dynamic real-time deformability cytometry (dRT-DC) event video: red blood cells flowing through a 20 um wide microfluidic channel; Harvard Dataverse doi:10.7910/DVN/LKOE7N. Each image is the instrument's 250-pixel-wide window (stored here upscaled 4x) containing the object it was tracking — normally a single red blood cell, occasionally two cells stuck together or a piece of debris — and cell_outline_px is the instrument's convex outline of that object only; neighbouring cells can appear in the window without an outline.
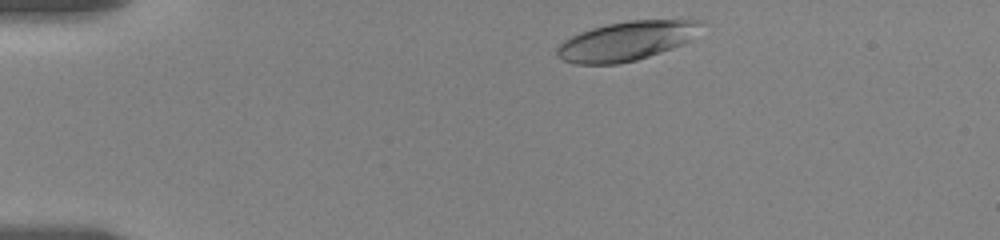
{"species": "human", "species_latin": "Homo sapiens", "temperature_condition": "room temperature", "stored_images_in_passage": 9, "camera_frame_rate_fps": 3000, "um_per_image_px": 0.085, "donor": {"sex": "female"}, "frame": {"image": 1, "passage_image": 2, "time_ms": 0.333, "image_size_px": [1000, 240], "cell_outline_px": [[704, 24], [688, 40], [672, 48], [636, 60], [620, 64], [576, 64], [564, 60], [556, 56], [556, 48], [564, 40], [580, 32], [592, 28], [608, 24], [628, 20], [704, 20]], "centroid_in_image_um": [53.21, 3.48], "position_along_channel_um": 31.8, "area_um2": 32.6}}
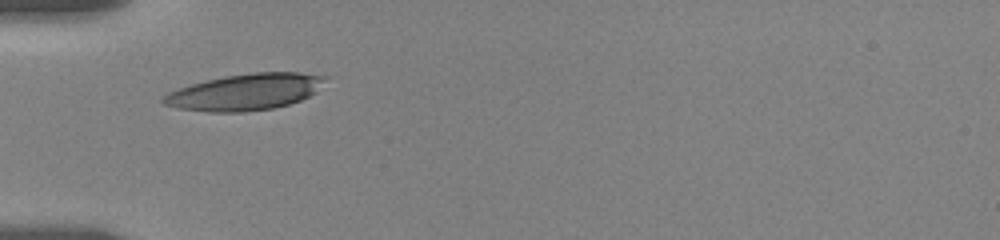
{"frame": {"image": 2, "passage_image": 8, "time_ms": 3.0, "image_size_px": [1000, 240], "cell_outline_px": [[332, 76], [316, 92], [300, 100], [288, 104], [272, 108], [244, 112], [208, 112], [176, 108], [160, 104], [160, 100], [168, 92], [192, 84], [224, 76], [252, 72], [300, 72]], "centroid_in_image_um": [20.87, 7.81], "position_along_channel_um": 64.1, "area_um2": 34.62}}
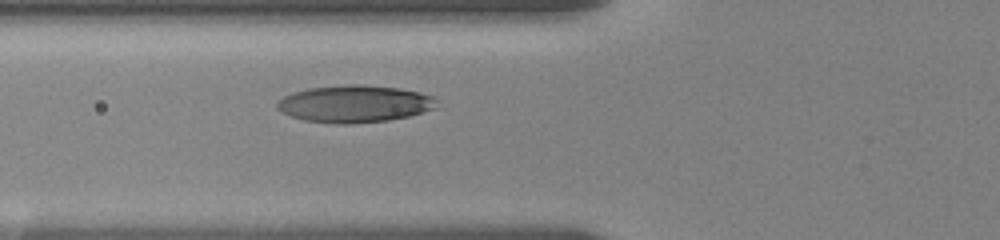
{"frame": {"image": 3, "passage_image": 9, "time_ms": 4.0, "image_size_px": [1000, 240], "cell_outline_px": [[436, 108], [408, 116], [388, 120], [348, 124], [336, 124], [304, 120], [292, 116], [276, 108], [276, 100], [292, 92], [308, 88], [348, 84], [356, 84], [400, 88], [420, 92], [432, 96], [436, 100]], "centroid_in_image_um": [30.11, 8.82], "position_along_channel_um": 95.7, "area_um2": 34.56}}